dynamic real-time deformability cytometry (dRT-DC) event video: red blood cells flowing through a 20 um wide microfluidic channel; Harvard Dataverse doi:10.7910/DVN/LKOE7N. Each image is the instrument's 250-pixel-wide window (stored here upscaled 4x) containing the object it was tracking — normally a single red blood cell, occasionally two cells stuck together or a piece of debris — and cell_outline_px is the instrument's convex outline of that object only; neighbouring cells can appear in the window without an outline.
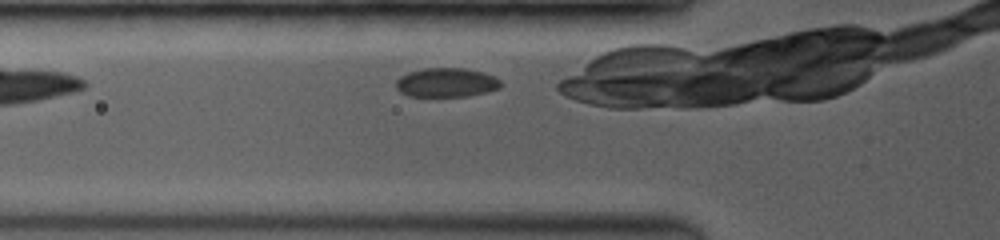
{"species": "common noctule bat (a hibernating species)", "species_latin": "Nyctalus noctula", "temperature_condition": "room temperature", "stored_images_in_passage": 7, "camera_frame_rate_fps": 3500, "um_per_image_px": 0.085, "animal": {"sex": "female", "body_mass_g": 19.0, "forearm_length_mm": 53.3}, "frame": {"image": 1, "passage_image": 2, "time_ms": 0.286, "image_size_px": [1000, 240], "cell_outline_px": [[500, 88], [468, 96], [408, 96], [400, 92], [396, 88], [396, 80], [400, 76], [408, 72], [424, 68], [464, 68], [484, 72], [500, 80]], "centroid_in_image_um": [37.9, 7.01], "position_along_channel_um": 87.9, "area_um2": 17.74}}
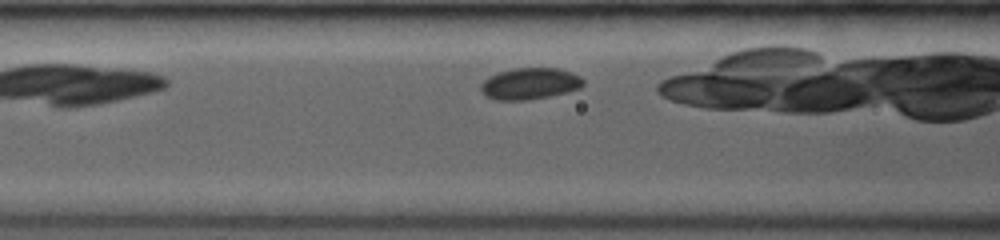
{"frame": {"image": 2, "passage_image": 5, "time_ms": 1.143, "image_size_px": [1000, 240], "cell_outline_px": [[584, 84], [580, 88], [568, 92], [528, 100], [496, 100], [484, 96], [480, 92], [480, 84], [488, 76], [512, 68], [560, 68], [572, 72], [580, 76], [584, 80]], "centroid_in_image_um": [45.02, 7.11], "position_along_channel_um": 121.6, "area_um2": 19.07}}